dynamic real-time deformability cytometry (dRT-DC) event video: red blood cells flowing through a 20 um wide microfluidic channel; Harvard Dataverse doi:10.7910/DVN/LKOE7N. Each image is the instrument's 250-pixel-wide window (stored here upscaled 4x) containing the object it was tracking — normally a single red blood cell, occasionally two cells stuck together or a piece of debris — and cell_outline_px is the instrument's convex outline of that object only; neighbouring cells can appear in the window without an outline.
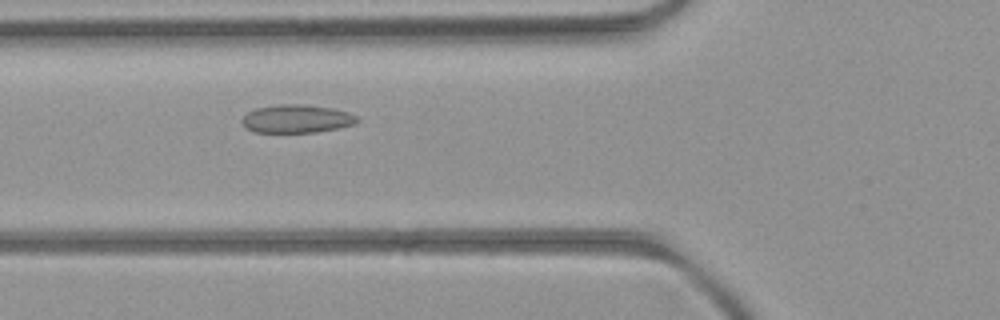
{"species": "common noctule bat (a hibernating species)", "species_latin": "Nyctalus noctula", "temperature_condition": "room temperature", "stored_images_in_passage": 44, "camera_frame_rate_fps": 3000, "um_per_image_px": 0.085, "animal": {"sex": "female", "body_mass_g": 21.9}, "frame": {"image": 1, "passage_image": 11, "time_ms": 3.333, "image_size_px": [1000, 320], "cell_outline_px": [[360, 120], [356, 124], [340, 128], [316, 132], [256, 132], [244, 128], [240, 120], [248, 112], [256, 108], [280, 104], [304, 104], [332, 108], [348, 112], [356, 116]], "centroid_in_image_um": [25.22, 10.1], "position_along_channel_um": 100.6, "area_um2": 19.07}}
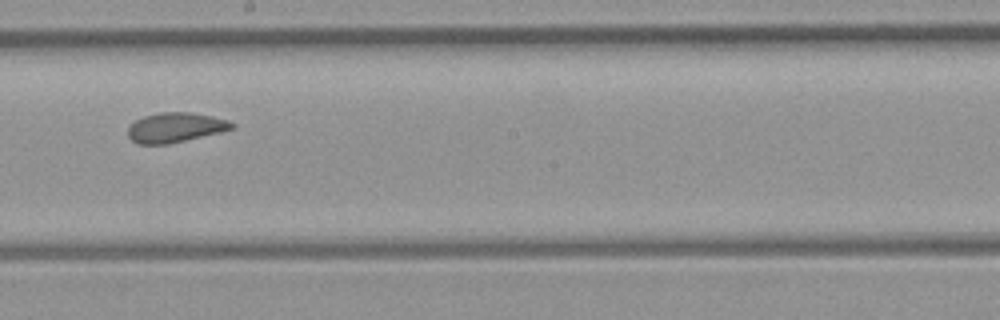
{"frame": {"image": 2, "passage_image": 21, "time_ms": 6.667, "image_size_px": [1000, 320], "cell_outline_px": [[236, 128], [220, 132], [168, 144], [140, 144], [132, 140], [128, 136], [128, 128], [136, 120], [144, 116], [160, 112], [192, 112], [212, 116], [228, 120], [236, 124]], "centroid_in_image_um": [14.94, 10.83], "position_along_channel_um": 233.3, "area_um2": 17.98}}
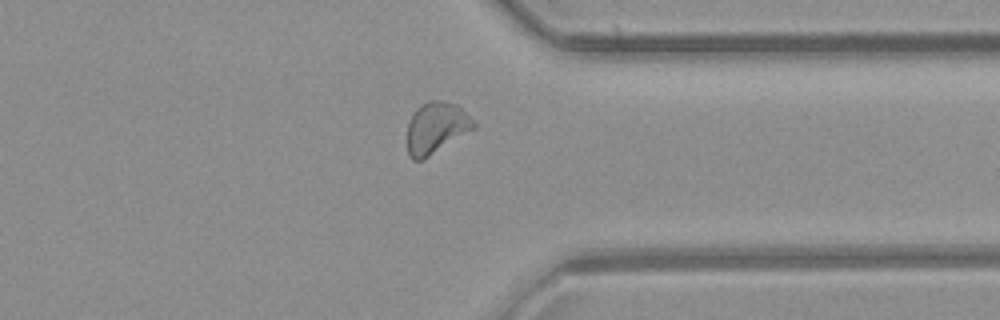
{"frame": {"image": 3, "passage_image": 32, "time_ms": 10.333, "image_size_px": [1000, 320], "cell_outline_px": [[476, 128], [428, 156], [420, 160], [412, 160], [408, 156], [408, 124], [416, 108], [420, 104], [428, 100], [440, 100], [456, 104], [476, 124]], "centroid_in_image_um": [37.06, 10.85], "position_along_channel_um": 374.3, "area_um2": 19.59}, "authors_computed_cell_mechanics": {"area_um2": 19.2185, "velocity_mm_per_s": 3.9646, "shape_relaxation_time_tau1_ms": null, "shape_relaxation_time_tau2_ms": 1.7564, "deformation_change_tau1": null, "deformation_change_tau2": 0.0577}}